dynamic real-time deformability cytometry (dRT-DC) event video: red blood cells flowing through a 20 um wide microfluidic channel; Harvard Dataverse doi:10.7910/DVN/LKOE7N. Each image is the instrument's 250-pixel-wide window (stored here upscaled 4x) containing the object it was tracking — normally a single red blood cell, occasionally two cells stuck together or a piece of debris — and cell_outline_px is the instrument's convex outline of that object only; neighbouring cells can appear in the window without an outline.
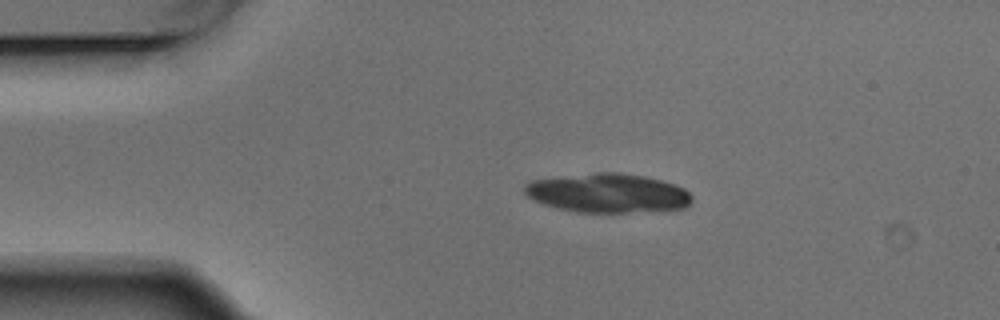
{"species": "Egyptian fruit bat (a non-hibernating species)", "species_latin": "Rousettus aegyptiacus", "temperature_condition": "warm", "stored_images_in_passage": 3, "camera_frame_rate_fps": 3000, "um_per_image_px": 0.085, "animal": {"sex": "male"}, "frame": {"image": 1, "passage_image": 1, "time_ms": 0.0, "image_size_px": [1000, 320], "cell_outline_px": [[692, 200], [684, 208], [628, 212], [576, 212], [556, 208], [544, 204], [528, 196], [524, 192], [524, 184], [532, 180], [596, 172], [620, 172], [644, 176], [660, 180], [684, 188], [692, 196]], "centroid_in_image_um": [51.64, 16.4], "position_along_channel_um": 33.4, "area_um2": 37.86}}
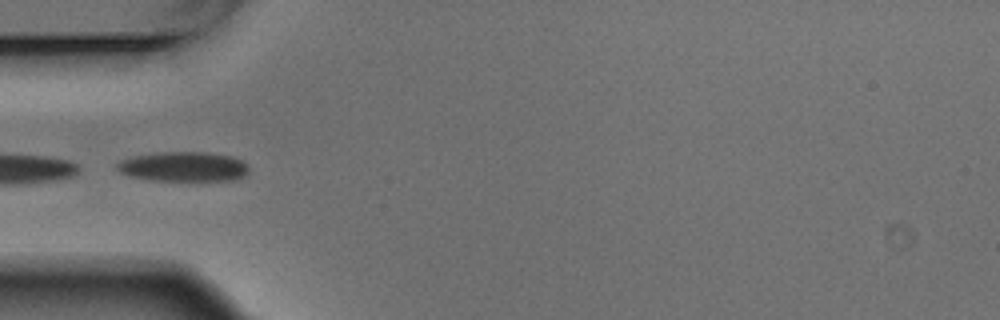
{"frame": {"image": 2, "passage_image": 3, "time_ms": 0.667, "image_size_px": [1000, 320], "cell_outline_px": [[248, 172], [244, 176], [232, 180], [144, 180], [128, 176], [120, 172], [116, 168], [116, 164], [120, 160], [132, 156], [156, 152], [204, 152], [232, 156], [244, 160], [248, 164]], "centroid_in_image_um": [15.57, 14.16], "position_along_channel_um": 69.4, "area_um2": 23.12}}